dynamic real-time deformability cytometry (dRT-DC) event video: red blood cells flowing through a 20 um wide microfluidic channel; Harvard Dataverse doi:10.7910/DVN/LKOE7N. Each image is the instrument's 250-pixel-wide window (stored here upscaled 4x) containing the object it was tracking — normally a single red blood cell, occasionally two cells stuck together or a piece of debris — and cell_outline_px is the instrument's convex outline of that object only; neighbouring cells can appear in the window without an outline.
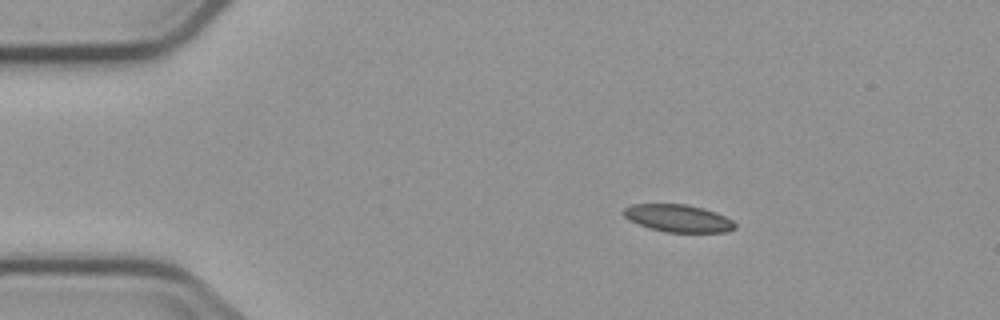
{"species": "common noctule bat (a hibernating species)", "species_latin": "Nyctalus noctula", "temperature_condition": "cold", "stored_images_in_passage": 4, "camera_frame_rate_fps": 3000, "um_per_image_px": 0.085, "animal": {"sex": "male", "body_mass_g": 23.1, "forearm_length_mm": 52.7}, "frame": {"image": 1, "passage_image": 2, "time_ms": 1.0, "image_size_px": [1000, 320], "cell_outline_px": [[736, 228], [724, 232], [668, 232], [648, 228], [624, 216], [624, 208], [632, 204], [688, 204], [704, 208], [716, 212], [732, 220], [736, 224]], "centroid_in_image_um": [57.68, 18.54], "position_along_channel_um": 27.3, "area_um2": 17.69}}